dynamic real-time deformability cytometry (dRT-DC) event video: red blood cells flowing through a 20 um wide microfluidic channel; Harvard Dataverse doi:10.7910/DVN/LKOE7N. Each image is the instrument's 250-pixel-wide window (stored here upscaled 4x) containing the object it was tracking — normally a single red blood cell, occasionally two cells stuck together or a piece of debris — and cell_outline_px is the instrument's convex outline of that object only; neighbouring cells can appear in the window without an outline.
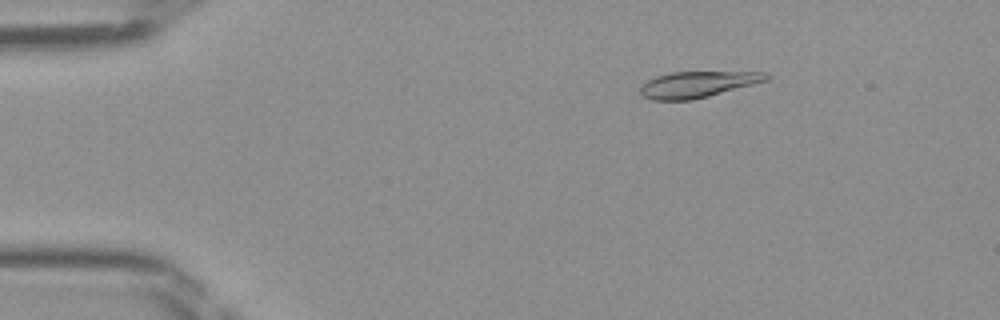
{"species": "Egyptian fruit bat (a non-hibernating species)", "species_latin": "Rousettus aegyptiacus", "temperature_condition": "room temperature", "stored_images_in_passage": 48, "camera_frame_rate_fps": 3000, "um_per_image_px": 0.085, "frame": {"image": 1, "passage_image": 8, "time_ms": 2.333, "image_size_px": [1000, 320], "cell_outline_px": [[772, 76], [768, 80], [708, 96], [692, 100], [652, 100], [640, 96], [640, 84], [656, 76], [672, 72], [768, 72]], "centroid_in_image_um": [59.26, 7.17], "position_along_channel_um": 25.7, "area_um2": 19.25}}
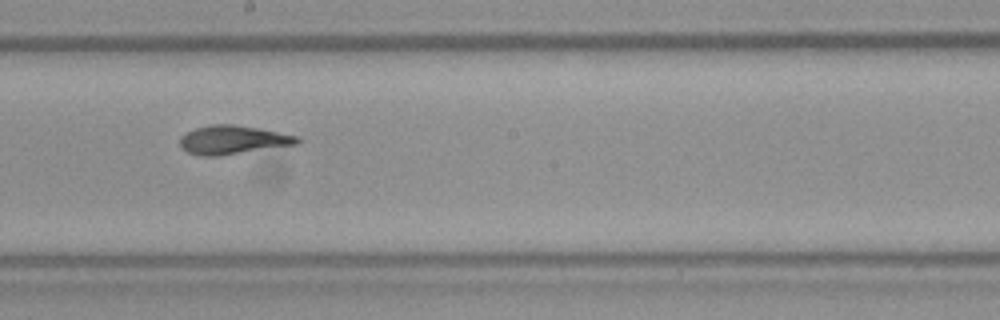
{"frame": {"image": 2, "passage_image": 27, "time_ms": 8.667, "image_size_px": [1000, 320], "cell_outline_px": [[304, 140], [296, 144], [216, 156], [196, 156], [180, 148], [180, 136], [196, 128], [212, 124], [232, 124], [260, 128], [300, 136]], "centroid_in_image_um": [19.8, 11.88], "position_along_channel_um": 228.4, "area_um2": 19.65}}
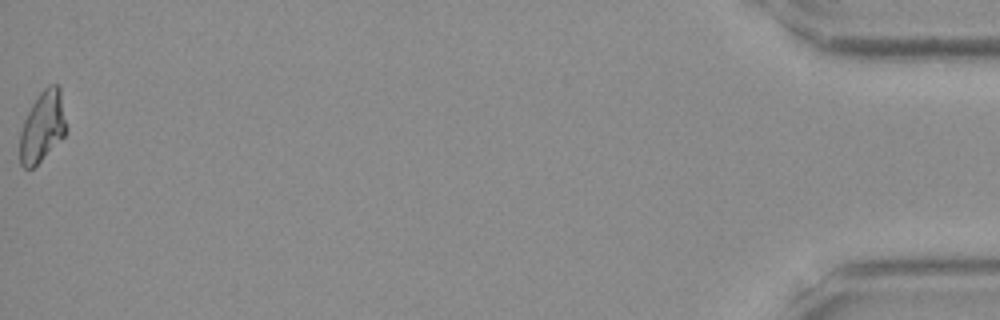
{"frame": {"image": 3, "passage_image": 48, "time_ms": 15.667, "image_size_px": [1000, 320], "cell_outline_px": [[68, 128], [64, 136], [32, 168], [24, 168], [20, 164], [20, 132], [24, 120], [32, 104], [40, 92], [48, 84], [56, 84], [60, 88]], "centroid_in_image_um": [3.62, 10.73], "position_along_channel_um": 431.6, "area_um2": 19.02}}